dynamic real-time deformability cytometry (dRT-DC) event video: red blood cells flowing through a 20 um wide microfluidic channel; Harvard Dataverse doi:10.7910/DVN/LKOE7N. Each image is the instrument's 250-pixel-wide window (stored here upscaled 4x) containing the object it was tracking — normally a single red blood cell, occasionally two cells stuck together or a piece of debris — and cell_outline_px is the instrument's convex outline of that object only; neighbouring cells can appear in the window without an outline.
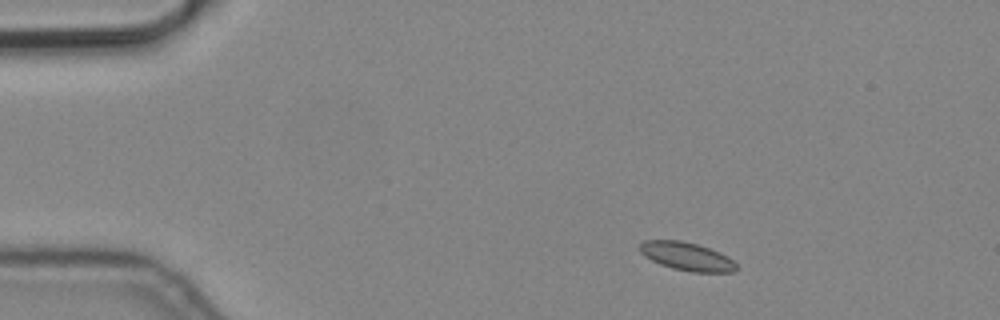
{"species": "common noctule bat (a hibernating species)", "species_latin": "Nyctalus noctula", "temperature_condition": "cold", "stored_images_in_passage": 5, "camera_frame_rate_fps": 3000, "um_per_image_px": 0.085, "animal": {"sex": "male", "body_mass_g": 19.2, "forearm_length_mm": 51.8}, "frame": {"image": 1, "passage_image": 2, "time_ms": 0.333, "image_size_px": [1000, 320], "cell_outline_px": [[736, 268], [732, 272], [692, 272], [672, 268], [660, 264], [644, 256], [640, 252], [640, 244], [644, 240], [680, 240], [696, 244], [720, 252], [728, 256], [736, 264]], "centroid_in_image_um": [58.36, 21.79], "position_along_channel_um": 26.6, "area_um2": 15.78}}